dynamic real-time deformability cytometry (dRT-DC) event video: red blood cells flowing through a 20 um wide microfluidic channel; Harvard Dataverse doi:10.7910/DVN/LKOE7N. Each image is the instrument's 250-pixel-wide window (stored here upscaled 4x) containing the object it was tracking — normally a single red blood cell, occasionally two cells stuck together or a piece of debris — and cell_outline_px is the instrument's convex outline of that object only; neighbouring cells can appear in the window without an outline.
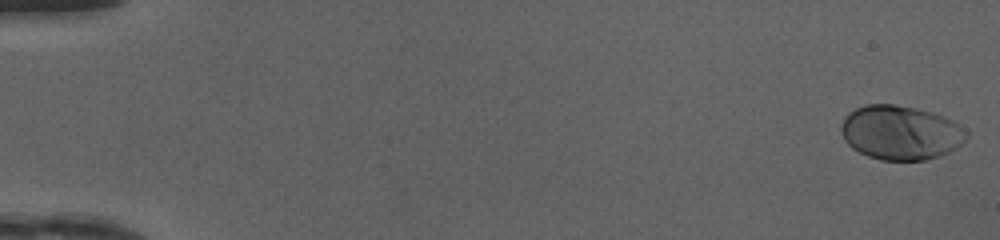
{"species": "human", "species_latin": "Homo sapiens", "temperature_condition": "cold", "stored_images_in_passage": 50, "camera_frame_rate_fps": 3000, "um_per_image_px": 0.085, "donor": {"sex": "female"}, "frame": {"image": 1, "passage_image": 1, "time_ms": 0.0, "image_size_px": [1000, 240], "cell_outline_px": [[968, 136], [960, 144], [948, 152], [940, 156], [924, 160], [880, 160], [868, 156], [852, 148], [844, 140], [840, 128], [840, 124], [844, 116], [848, 112], [864, 104], [896, 104], [916, 108], [932, 112], [944, 116], [952, 120], [964, 128], [968, 132]], "centroid_in_image_um": [76.52, 11.26], "position_along_channel_um": 8.5, "area_um2": 39.88}}
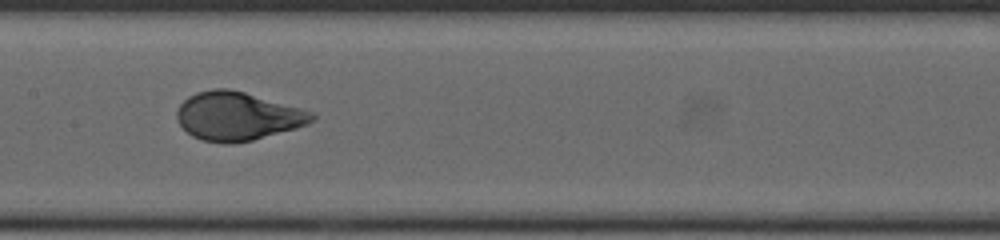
{"frame": {"image": 2, "passage_image": 26, "time_ms": 8.333, "image_size_px": [1000, 240], "cell_outline_px": [[316, 120], [308, 124], [296, 128], [252, 140], [232, 144], [224, 144], [200, 140], [192, 136], [176, 120], [176, 112], [180, 104], [188, 96], [196, 92], [212, 88], [228, 88], [244, 92], [300, 108], [312, 112], [316, 116]], "centroid_in_image_um": [20.16, 9.88], "position_along_channel_um": 187.2, "area_um2": 38.21}}
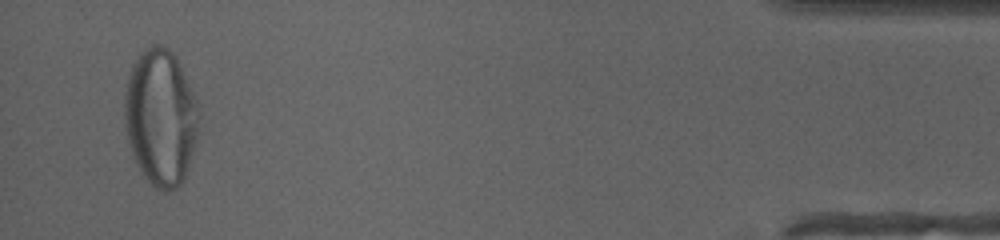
{"frame": {"image": 3, "passage_image": 48, "time_ms": 15.667, "image_size_px": [1000, 240], "cell_outline_px": [[200, 136], [184, 180], [176, 188], [168, 192], [164, 192], [156, 188], [144, 176], [132, 156], [124, 124], [124, 96], [128, 76], [132, 64], [140, 52], [144, 48], [152, 44], [160, 44], [168, 48], [176, 56], [196, 100], [200, 112]], "centroid_in_image_um": [13.68, 9.99], "position_along_channel_um": 421.5, "area_um2": 60.17}, "authors_computed_cell_mechanics": {"area_um2": 38.6682, "velocity_mm_per_s": 4.1561, "shape_relaxation_time_tau1_ms": 5.0588, "shape_relaxation_time_tau2_ms": null, "deformation_change_tau1": 0.2238, "deformation_change_tau2": null}}